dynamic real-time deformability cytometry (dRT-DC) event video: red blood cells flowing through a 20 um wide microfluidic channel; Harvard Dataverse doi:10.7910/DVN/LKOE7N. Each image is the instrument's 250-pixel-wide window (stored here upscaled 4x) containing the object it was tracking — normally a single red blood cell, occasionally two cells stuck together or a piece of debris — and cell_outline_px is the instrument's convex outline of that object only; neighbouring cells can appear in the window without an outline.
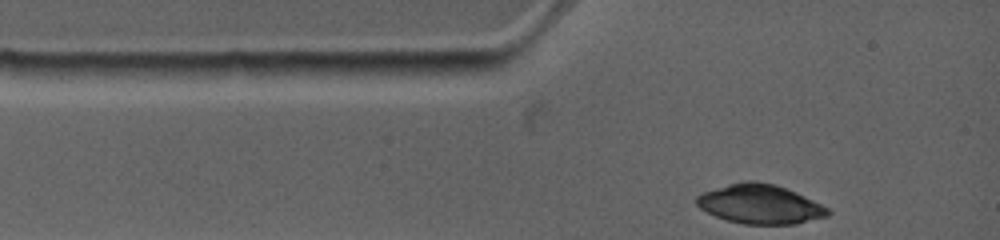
{"species": "common noctule bat (a hibernating species)", "species_latin": "Nyctalus noctula", "temperature_condition": "warm", "stored_images_in_passage": 20, "camera_frame_rate_fps": 4500, "um_per_image_px": 0.085, "animal": {"sex": "female", "body_mass_g": 19.0, "forearm_length_mm": 53.3}, "frame": {"image": 1, "passage_image": 1, "time_ms": 0.0, "image_size_px": [1000, 240], "cell_outline_px": [[832, 212], [828, 216], [796, 224], [744, 224], [728, 220], [716, 216], [700, 208], [696, 204], [696, 196], [704, 192], [728, 184], [748, 180], [756, 180], [776, 184], [796, 192], [828, 208]], "centroid_in_image_um": [64.62, 17.35], "position_along_channel_um": 20.4, "area_um2": 29.94}}
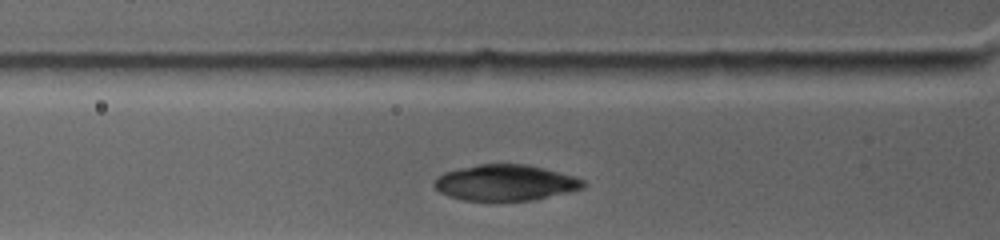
{"frame": {"image": 2, "passage_image": 15, "time_ms": 2.0, "image_size_px": [1000, 240], "cell_outline_px": [[588, 184], [584, 188], [568, 192], [532, 200], [464, 200], [448, 196], [440, 192], [432, 184], [436, 176], [444, 172], [476, 164], [524, 164], [544, 168], [572, 176], [584, 180]], "centroid_in_image_um": [42.93, 15.52], "position_along_channel_um": 82.9, "area_um2": 31.1}}